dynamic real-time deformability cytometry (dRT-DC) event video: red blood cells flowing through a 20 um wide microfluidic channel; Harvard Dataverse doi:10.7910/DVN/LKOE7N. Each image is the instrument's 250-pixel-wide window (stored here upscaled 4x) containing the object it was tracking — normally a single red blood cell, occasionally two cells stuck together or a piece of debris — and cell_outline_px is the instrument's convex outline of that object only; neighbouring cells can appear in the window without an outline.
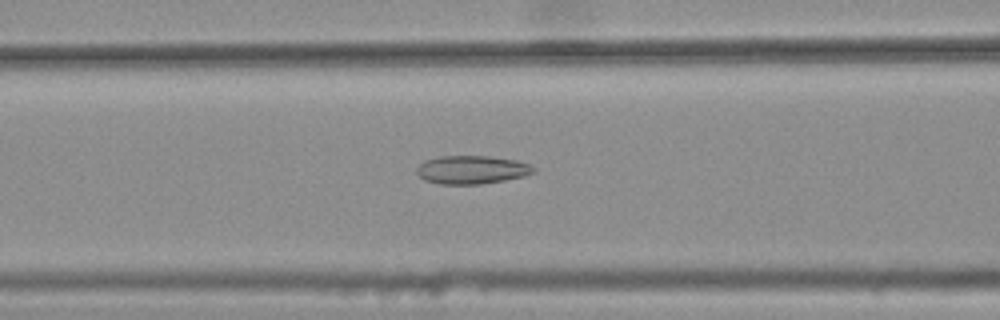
{"species": "common noctule bat (a hibernating species)", "species_latin": "Nyctalus noctula", "temperature_condition": "warm", "stored_images_in_passage": 37, "camera_frame_rate_fps": 3000, "um_per_image_px": 0.085, "animal": {"sex": "female", "body_mass_g": 25.1}, "frame": {"image": 1, "passage_image": 17, "time_ms": 5.333, "image_size_px": [1000, 320], "cell_outline_px": [[536, 172], [524, 176], [504, 180], [480, 184], [440, 184], [424, 180], [416, 172], [416, 168], [424, 160], [440, 156], [488, 156], [516, 160], [528, 164], [536, 168]], "centroid_in_image_um": [40.09, 14.43], "position_along_channel_um": 126.5, "area_um2": 19.31}}
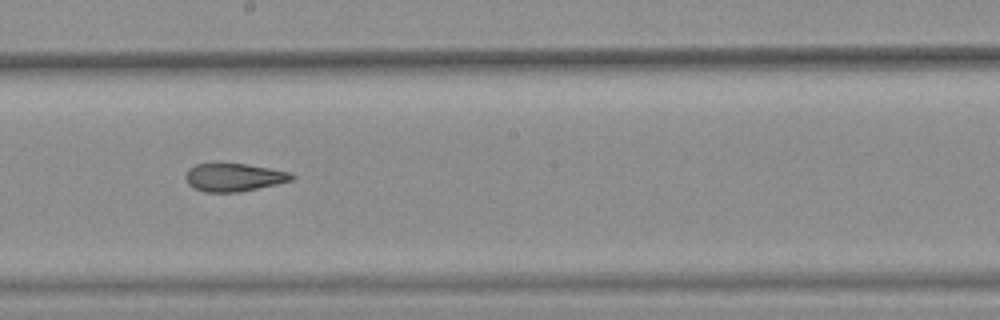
{"frame": {"image": 2, "passage_image": 25, "time_ms": 8.0, "image_size_px": [1000, 320], "cell_outline_px": [[296, 176], [292, 180], [276, 184], [240, 192], [204, 192], [192, 188], [188, 184], [184, 176], [188, 168], [196, 164], [220, 160], [248, 164], [288, 172]], "centroid_in_image_um": [19.79, 15.03], "position_along_channel_um": 228.4, "area_um2": 18.03}}
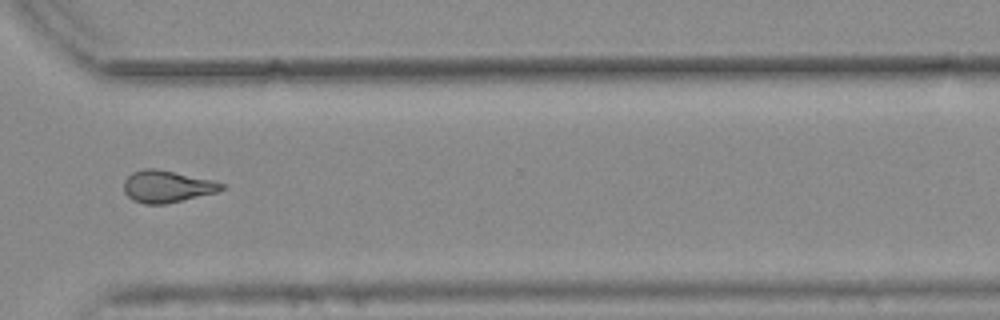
{"frame": {"image": 3, "passage_image": 35, "time_ms": 11.333, "image_size_px": [1000, 320], "cell_outline_px": [[224, 188], [216, 192], [164, 204], [144, 204], [132, 200], [124, 192], [124, 180], [132, 172], [144, 168], [156, 168], [212, 180], [224, 184]], "centroid_in_image_um": [14.14, 15.84], "position_along_channel_um": 356.5, "area_um2": 18.03}, "authors_computed_cell_mechanics": {"area_um2": 18.6694, "velocity_mm_per_s": 3.8283, "shape_relaxation_time_tau1_ms": null, "shape_relaxation_time_tau2_ms": 2.6078, "deformation_change_tau1": null, "deformation_change_tau2": 0.1166}}